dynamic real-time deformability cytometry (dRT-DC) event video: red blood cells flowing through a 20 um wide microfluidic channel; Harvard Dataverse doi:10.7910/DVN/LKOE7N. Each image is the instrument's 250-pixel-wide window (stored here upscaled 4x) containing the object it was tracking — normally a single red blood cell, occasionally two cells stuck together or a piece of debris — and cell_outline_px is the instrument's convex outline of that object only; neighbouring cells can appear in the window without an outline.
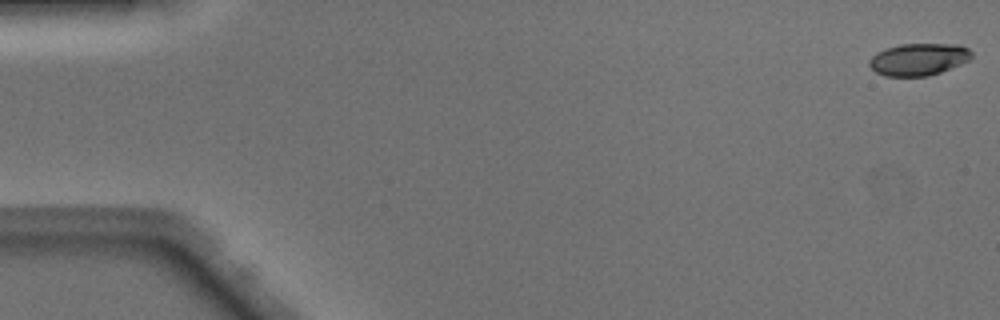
{"species": "Egyptian fruit bat (a non-hibernating species)", "species_latin": "Rousettus aegyptiacus", "temperature_condition": "warm", "stored_images_in_passage": 49, "camera_frame_rate_fps": 3000, "um_per_image_px": 0.085, "animal": {"sex": "male"}, "frame": {"image": 1, "passage_image": 1, "time_ms": 0.0, "image_size_px": [1000, 320], "cell_outline_px": [[972, 56], [968, 60], [960, 64], [940, 72], [928, 76], [884, 76], [876, 72], [868, 64], [868, 60], [876, 52], [884, 48], [900, 44], [960, 44], [968, 48], [972, 52]], "centroid_in_image_um": [78.05, 5.03], "position_along_channel_um": 6.9, "area_um2": 19.25}}
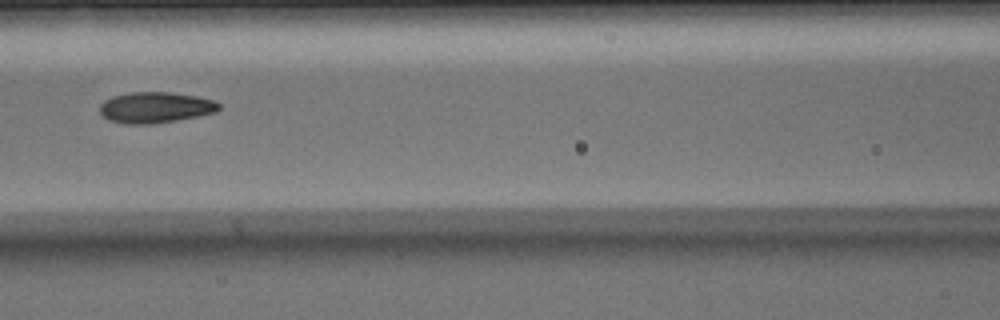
{"frame": {"image": 2, "passage_image": 22, "time_ms": 7.0, "image_size_px": [1000, 320], "cell_outline_px": [[220, 108], [216, 112], [176, 120], [152, 124], [124, 124], [108, 120], [100, 112], [100, 104], [104, 100], [112, 96], [132, 92], [168, 92], [196, 96], [212, 100], [220, 104]], "centroid_in_image_um": [13.17, 9.13], "position_along_channel_um": 153.4, "area_um2": 21.39}}
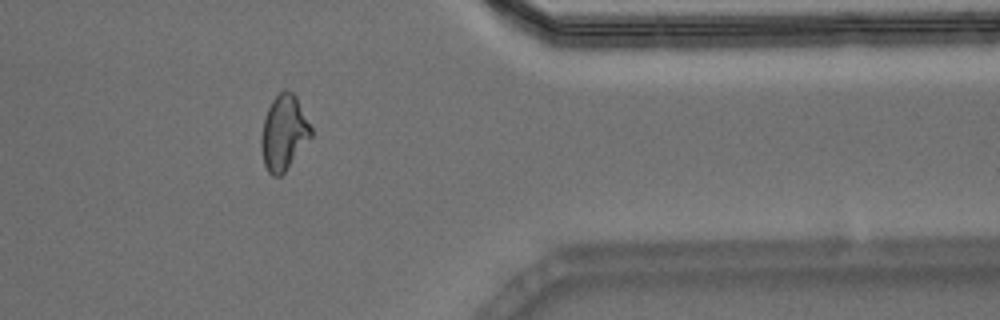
{"frame": {"image": 3, "passage_image": 40, "time_ms": 13.0, "image_size_px": [1000, 320], "cell_outline_px": [[312, 136], [284, 172], [280, 176], [272, 176], [268, 172], [264, 164], [260, 148], [260, 140], [264, 120], [268, 108], [272, 100], [284, 88], [292, 92], [296, 96], [312, 128]], "centroid_in_image_um": [24.11, 11.28], "position_along_channel_um": 387.3, "area_um2": 21.68}, "authors_computed_cell_mechanics": {"area_um2": 20.808, "velocity_mm_per_s": 4.1624, "shape_relaxation_time_tau1_ms": 6.9629, "shape_relaxation_time_tau2_ms": 2.3718, "deformation_change_tau1": 0.2015, "deformation_change_tau2": 0.0801}}